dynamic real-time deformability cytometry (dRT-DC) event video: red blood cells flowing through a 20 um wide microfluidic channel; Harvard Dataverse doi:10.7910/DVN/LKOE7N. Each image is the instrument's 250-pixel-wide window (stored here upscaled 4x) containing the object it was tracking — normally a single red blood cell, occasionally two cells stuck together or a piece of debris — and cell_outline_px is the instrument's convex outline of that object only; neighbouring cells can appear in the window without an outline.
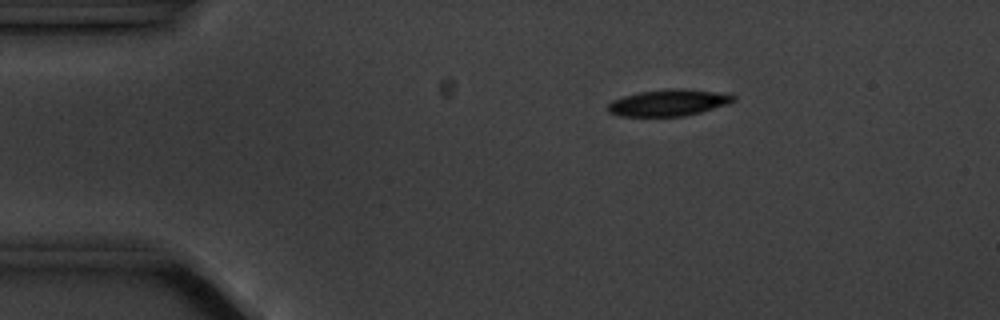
{"species": "common noctule bat (a hibernating species)", "species_latin": "Nyctalus noctula", "temperature_condition": "cold", "stored_images_in_passage": 5, "camera_frame_rate_fps": 3000, "um_per_image_px": 0.085, "animal": {"sex": "male", "body_mass_g": 20.1, "forearm_length_mm": 53.5}, "frame": {"image": 1, "passage_image": 2, "time_ms": 1.0, "image_size_px": [1000, 320], "cell_outline_px": [[736, 100], [728, 104], [700, 112], [684, 116], [620, 116], [608, 112], [608, 104], [612, 100], [624, 96], [640, 92], [672, 88], [680, 88], [712, 92], [736, 96]], "centroid_in_image_um": [56.79, 8.74], "position_along_channel_um": 28.2, "area_um2": 19.13}}